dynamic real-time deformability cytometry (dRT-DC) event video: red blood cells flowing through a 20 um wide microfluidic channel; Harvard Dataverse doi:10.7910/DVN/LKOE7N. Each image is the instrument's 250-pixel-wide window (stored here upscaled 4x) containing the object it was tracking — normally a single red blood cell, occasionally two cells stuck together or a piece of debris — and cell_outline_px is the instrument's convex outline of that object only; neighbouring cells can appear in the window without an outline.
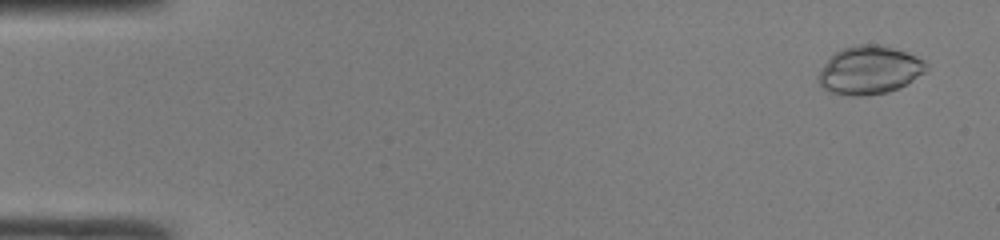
{"species": "common noctule bat (a hibernating species)", "species_latin": "Nyctalus noctula", "temperature_condition": "room temperature", "stored_images_in_passage": 49, "camera_frame_rate_fps": 3000, "um_per_image_px": 0.085, "animal": {"sex": "male", "body_mass_g": 19.0, "forearm_length_mm": 50.8}, "frame": {"image": 1, "passage_image": 3, "time_ms": 0.667, "image_size_px": [1000, 240], "cell_outline_px": [[928, 68], [924, 72], [912, 80], [896, 88], [884, 92], [864, 96], [852, 96], [828, 92], [820, 84], [816, 76], [824, 64], [836, 52], [844, 48], [856, 44], [880, 44], [916, 56], [924, 60], [928, 64]], "centroid_in_image_um": [73.87, 5.96], "position_along_channel_um": 11.1, "area_um2": 30.0}}
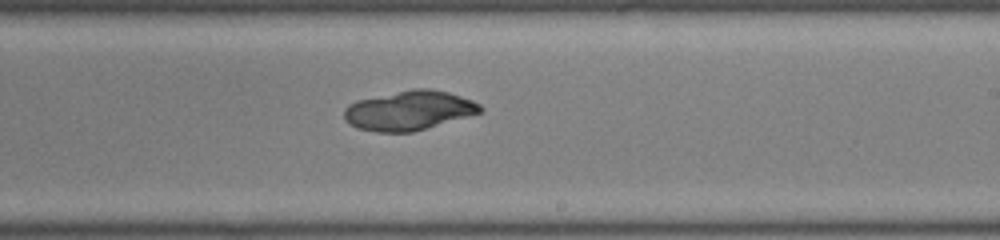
{"frame": {"image": 2, "passage_image": 30, "time_ms": 9.667, "image_size_px": [1000, 240], "cell_outline_px": [[484, 108], [480, 112], [412, 132], [376, 132], [356, 128], [348, 124], [344, 120], [344, 108], [348, 104], [356, 100], [412, 88], [432, 88], [448, 92], [472, 100], [480, 104]], "centroid_in_image_um": [34.71, 9.38], "position_along_channel_um": 254.3, "area_um2": 31.33}}
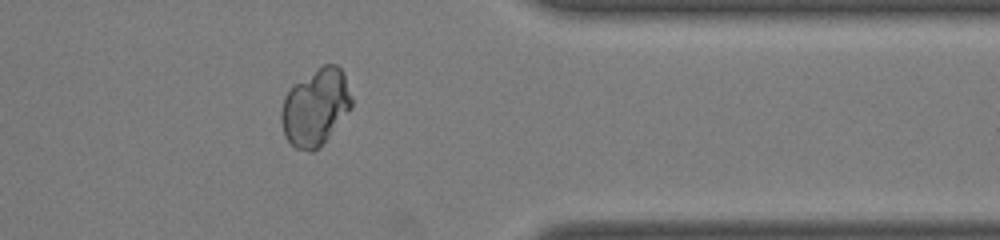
{"frame": {"image": 3, "passage_image": 40, "time_ms": 13.0, "image_size_px": [1000, 240], "cell_outline_px": [[352, 108], [320, 148], [312, 152], [308, 152], [296, 148], [284, 136], [280, 120], [280, 112], [284, 96], [292, 84], [324, 64], [336, 64], [344, 72], [352, 96]], "centroid_in_image_um": [26.82, 9.12], "position_along_channel_um": 384.6, "area_um2": 32.02}}